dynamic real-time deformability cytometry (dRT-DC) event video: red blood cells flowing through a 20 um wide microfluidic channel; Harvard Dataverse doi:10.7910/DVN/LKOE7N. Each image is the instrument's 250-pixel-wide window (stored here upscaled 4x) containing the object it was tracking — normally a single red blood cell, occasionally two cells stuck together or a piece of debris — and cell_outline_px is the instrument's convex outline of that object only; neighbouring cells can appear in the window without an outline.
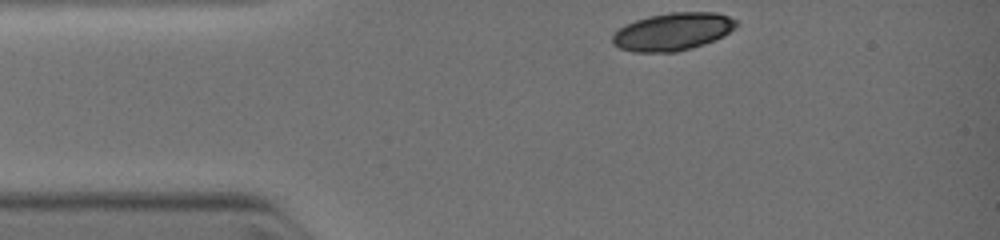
{"species": "common noctule bat (a hibernating species)", "species_latin": "Nyctalus noctula", "temperature_condition": "warm", "stored_images_in_passage": 5, "camera_frame_rate_fps": 3000, "um_per_image_px": 0.085, "animal": {"sex": "female", "body_mass_g": 19.0, "forearm_length_mm": 51.5}, "frame": {"image": 1, "passage_image": 1, "time_ms": 0.0, "image_size_px": [1000, 240], "cell_outline_px": [[736, 24], [728, 32], [704, 44], [692, 48], [676, 52], [632, 52], [620, 48], [612, 44], [612, 36], [620, 28], [636, 20], [648, 16], [668, 12], [716, 12], [728, 16], [736, 20]], "centroid_in_image_um": [57.14, 2.69], "position_along_channel_um": 27.9, "area_um2": 26.88}}